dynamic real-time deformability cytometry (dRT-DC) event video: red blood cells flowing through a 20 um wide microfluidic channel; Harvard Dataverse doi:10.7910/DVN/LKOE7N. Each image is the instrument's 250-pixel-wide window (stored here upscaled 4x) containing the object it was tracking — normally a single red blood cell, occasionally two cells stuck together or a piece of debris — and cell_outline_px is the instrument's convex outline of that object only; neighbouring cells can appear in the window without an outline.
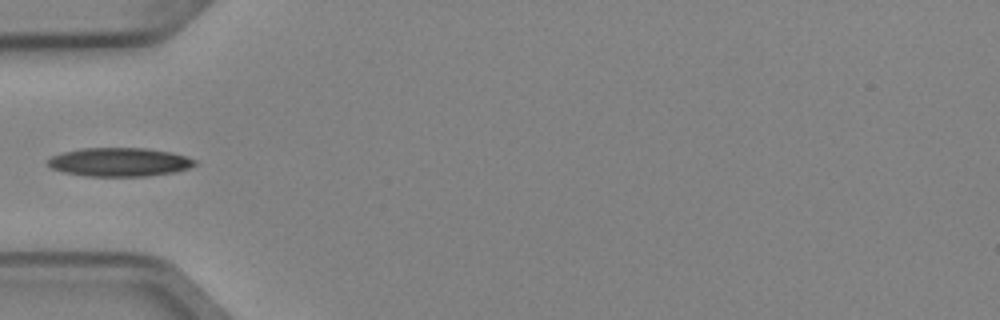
{"species": "Egyptian fruit bat (a non-hibernating species)", "species_latin": "Rousettus aegyptiacus", "temperature_condition": "cold", "stored_images_in_passage": 3, "camera_frame_rate_fps": 3000, "um_per_image_px": 0.085, "animal": {"sex": "female"}, "frame": {"image": 1, "passage_image": 2, "time_ms": 0.333, "image_size_px": [1000, 320], "cell_outline_px": [[196, 164], [188, 168], [172, 172], [144, 176], [88, 176], [64, 172], [52, 168], [48, 164], [48, 160], [52, 156], [64, 152], [80, 148], [148, 148], [172, 152], [196, 160]], "centroid_in_image_um": [10.15, 13.76], "position_along_channel_um": 74.8, "area_um2": 24.33}}
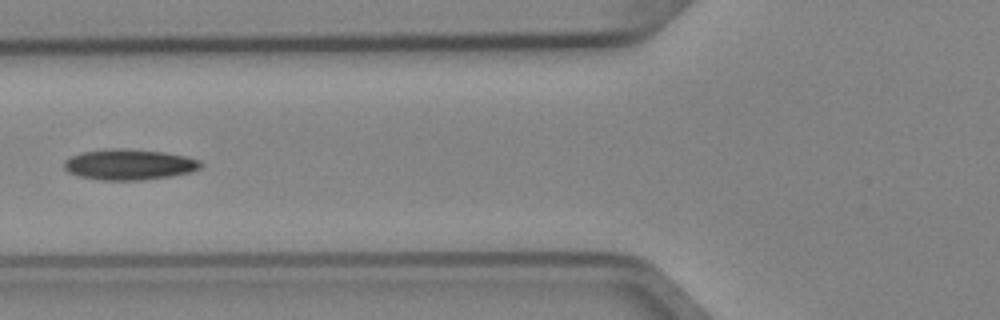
{"frame": {"image": 2, "passage_image": 3, "time_ms": 0.667, "image_size_px": [1000, 320], "cell_outline_px": [[204, 164], [200, 168], [188, 172], [172, 176], [144, 180], [100, 180], [80, 176], [68, 172], [64, 168], [64, 160], [80, 152], [108, 148], [124, 148], [160, 152], [184, 156], [200, 160]], "centroid_in_image_um": [10.95, 13.98], "position_along_channel_um": 114.8, "area_um2": 24.45}}